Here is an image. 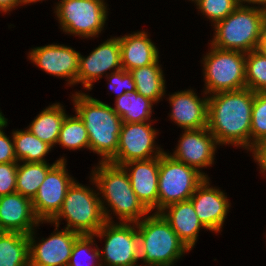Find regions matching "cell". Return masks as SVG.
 Returning a JSON list of instances; mask_svg holds the SVG:
<instances>
[{
	"label": "cell",
	"mask_w": 266,
	"mask_h": 266,
	"mask_svg": "<svg viewBox=\"0 0 266 266\" xmlns=\"http://www.w3.org/2000/svg\"><path fill=\"white\" fill-rule=\"evenodd\" d=\"M254 92L249 88L208 96V130L218 145H234L251 152V113Z\"/></svg>",
	"instance_id": "6da1fadb"
},
{
	"label": "cell",
	"mask_w": 266,
	"mask_h": 266,
	"mask_svg": "<svg viewBox=\"0 0 266 266\" xmlns=\"http://www.w3.org/2000/svg\"><path fill=\"white\" fill-rule=\"evenodd\" d=\"M90 177V184L96 186L98 195H101L107 222H114L112 212L123 223H137L150 213L138 200L122 166L99 161L98 166L92 168Z\"/></svg>",
	"instance_id": "7a4b0ae2"
},
{
	"label": "cell",
	"mask_w": 266,
	"mask_h": 266,
	"mask_svg": "<svg viewBox=\"0 0 266 266\" xmlns=\"http://www.w3.org/2000/svg\"><path fill=\"white\" fill-rule=\"evenodd\" d=\"M74 111L82 119L89 138V150L101 156L100 162H109L119 145L121 117L112 106L93 98L87 93L72 94Z\"/></svg>",
	"instance_id": "3957f363"
},
{
	"label": "cell",
	"mask_w": 266,
	"mask_h": 266,
	"mask_svg": "<svg viewBox=\"0 0 266 266\" xmlns=\"http://www.w3.org/2000/svg\"><path fill=\"white\" fill-rule=\"evenodd\" d=\"M149 214L136 223L139 258L144 266H174L190 250L160 212Z\"/></svg>",
	"instance_id": "277c9868"
},
{
	"label": "cell",
	"mask_w": 266,
	"mask_h": 266,
	"mask_svg": "<svg viewBox=\"0 0 266 266\" xmlns=\"http://www.w3.org/2000/svg\"><path fill=\"white\" fill-rule=\"evenodd\" d=\"M265 17L266 5L240 4L225 19L213 25L215 32L209 44L218 49L243 53L256 50Z\"/></svg>",
	"instance_id": "5b68a950"
},
{
	"label": "cell",
	"mask_w": 266,
	"mask_h": 266,
	"mask_svg": "<svg viewBox=\"0 0 266 266\" xmlns=\"http://www.w3.org/2000/svg\"><path fill=\"white\" fill-rule=\"evenodd\" d=\"M62 219L67 221L64 228L80 235H94L107 222L98 192L77 180L68 188L60 211L47 223L60 226Z\"/></svg>",
	"instance_id": "8992f818"
},
{
	"label": "cell",
	"mask_w": 266,
	"mask_h": 266,
	"mask_svg": "<svg viewBox=\"0 0 266 266\" xmlns=\"http://www.w3.org/2000/svg\"><path fill=\"white\" fill-rule=\"evenodd\" d=\"M202 59L204 92L208 96L246 88V53L222 50L210 44V50Z\"/></svg>",
	"instance_id": "52a82bcc"
},
{
	"label": "cell",
	"mask_w": 266,
	"mask_h": 266,
	"mask_svg": "<svg viewBox=\"0 0 266 266\" xmlns=\"http://www.w3.org/2000/svg\"><path fill=\"white\" fill-rule=\"evenodd\" d=\"M107 6L105 0H60L54 13L63 33L88 39L104 30Z\"/></svg>",
	"instance_id": "ba28073f"
},
{
	"label": "cell",
	"mask_w": 266,
	"mask_h": 266,
	"mask_svg": "<svg viewBox=\"0 0 266 266\" xmlns=\"http://www.w3.org/2000/svg\"><path fill=\"white\" fill-rule=\"evenodd\" d=\"M205 179L196 168L177 161L164 152L160 156L158 212L170 204L189 200Z\"/></svg>",
	"instance_id": "9c48e42d"
},
{
	"label": "cell",
	"mask_w": 266,
	"mask_h": 266,
	"mask_svg": "<svg viewBox=\"0 0 266 266\" xmlns=\"http://www.w3.org/2000/svg\"><path fill=\"white\" fill-rule=\"evenodd\" d=\"M94 237L105 238L100 249L102 266H133L140 261L136 223L106 222Z\"/></svg>",
	"instance_id": "30bf717a"
},
{
	"label": "cell",
	"mask_w": 266,
	"mask_h": 266,
	"mask_svg": "<svg viewBox=\"0 0 266 266\" xmlns=\"http://www.w3.org/2000/svg\"><path fill=\"white\" fill-rule=\"evenodd\" d=\"M152 122L122 123L116 155L109 161L123 165L134 160L160 157L165 151L156 145L158 131Z\"/></svg>",
	"instance_id": "8fae6325"
},
{
	"label": "cell",
	"mask_w": 266,
	"mask_h": 266,
	"mask_svg": "<svg viewBox=\"0 0 266 266\" xmlns=\"http://www.w3.org/2000/svg\"><path fill=\"white\" fill-rule=\"evenodd\" d=\"M66 161H59L46 174L43 183L32 200L36 217L51 221L60 211L68 188L75 181L66 168Z\"/></svg>",
	"instance_id": "7c38bea8"
},
{
	"label": "cell",
	"mask_w": 266,
	"mask_h": 266,
	"mask_svg": "<svg viewBox=\"0 0 266 266\" xmlns=\"http://www.w3.org/2000/svg\"><path fill=\"white\" fill-rule=\"evenodd\" d=\"M58 229L59 226L55 225V231L39 242L35 240L36 228L28 235L30 266L68 265L72 248L80 234L67 228Z\"/></svg>",
	"instance_id": "4fadbf2b"
},
{
	"label": "cell",
	"mask_w": 266,
	"mask_h": 266,
	"mask_svg": "<svg viewBox=\"0 0 266 266\" xmlns=\"http://www.w3.org/2000/svg\"><path fill=\"white\" fill-rule=\"evenodd\" d=\"M80 52L64 44H48L32 48L28 59L35 66L55 77L67 78V85L77 84Z\"/></svg>",
	"instance_id": "5bb4252c"
},
{
	"label": "cell",
	"mask_w": 266,
	"mask_h": 266,
	"mask_svg": "<svg viewBox=\"0 0 266 266\" xmlns=\"http://www.w3.org/2000/svg\"><path fill=\"white\" fill-rule=\"evenodd\" d=\"M184 132V133H183ZM218 143L214 135L207 127L196 130H184L171 157L196 168L206 178L208 175L202 171L203 168L214 164L215 152Z\"/></svg>",
	"instance_id": "9a60e30c"
},
{
	"label": "cell",
	"mask_w": 266,
	"mask_h": 266,
	"mask_svg": "<svg viewBox=\"0 0 266 266\" xmlns=\"http://www.w3.org/2000/svg\"><path fill=\"white\" fill-rule=\"evenodd\" d=\"M122 69L121 49L119 38L111 37L94 48L86 57L80 54L77 84H83L86 90L91 91L93 83L102 78L107 71L115 72Z\"/></svg>",
	"instance_id": "2e32d148"
},
{
	"label": "cell",
	"mask_w": 266,
	"mask_h": 266,
	"mask_svg": "<svg viewBox=\"0 0 266 266\" xmlns=\"http://www.w3.org/2000/svg\"><path fill=\"white\" fill-rule=\"evenodd\" d=\"M209 181L210 177L206 178L196 188L190 200L197 217L206 230L221 233L231 203L224 191L211 186Z\"/></svg>",
	"instance_id": "e0dca14e"
},
{
	"label": "cell",
	"mask_w": 266,
	"mask_h": 266,
	"mask_svg": "<svg viewBox=\"0 0 266 266\" xmlns=\"http://www.w3.org/2000/svg\"><path fill=\"white\" fill-rule=\"evenodd\" d=\"M203 98L192 89L181 90L167 97L171 105L169 114L172 122L183 130H196L207 127L208 96L203 91Z\"/></svg>",
	"instance_id": "ac0fdd59"
},
{
	"label": "cell",
	"mask_w": 266,
	"mask_h": 266,
	"mask_svg": "<svg viewBox=\"0 0 266 266\" xmlns=\"http://www.w3.org/2000/svg\"><path fill=\"white\" fill-rule=\"evenodd\" d=\"M126 171L138 200L150 212H158L160 157L134 160L121 165Z\"/></svg>",
	"instance_id": "d6986e66"
},
{
	"label": "cell",
	"mask_w": 266,
	"mask_h": 266,
	"mask_svg": "<svg viewBox=\"0 0 266 266\" xmlns=\"http://www.w3.org/2000/svg\"><path fill=\"white\" fill-rule=\"evenodd\" d=\"M43 223L47 221L36 217L31 199L17 192L0 196V231L29 235Z\"/></svg>",
	"instance_id": "ffe728a7"
},
{
	"label": "cell",
	"mask_w": 266,
	"mask_h": 266,
	"mask_svg": "<svg viewBox=\"0 0 266 266\" xmlns=\"http://www.w3.org/2000/svg\"><path fill=\"white\" fill-rule=\"evenodd\" d=\"M179 239L191 251L198 240L199 231L206 229L194 210L191 200L176 202L160 211Z\"/></svg>",
	"instance_id": "44dd1931"
},
{
	"label": "cell",
	"mask_w": 266,
	"mask_h": 266,
	"mask_svg": "<svg viewBox=\"0 0 266 266\" xmlns=\"http://www.w3.org/2000/svg\"><path fill=\"white\" fill-rule=\"evenodd\" d=\"M146 31H137L119 36L122 69L130 71L155 63L159 59V50Z\"/></svg>",
	"instance_id": "7402d4cb"
},
{
	"label": "cell",
	"mask_w": 266,
	"mask_h": 266,
	"mask_svg": "<svg viewBox=\"0 0 266 266\" xmlns=\"http://www.w3.org/2000/svg\"><path fill=\"white\" fill-rule=\"evenodd\" d=\"M65 112L64 106L55 102L42 110L27 129L41 141L54 147L57 145L61 126L67 115Z\"/></svg>",
	"instance_id": "603a6c76"
},
{
	"label": "cell",
	"mask_w": 266,
	"mask_h": 266,
	"mask_svg": "<svg viewBox=\"0 0 266 266\" xmlns=\"http://www.w3.org/2000/svg\"><path fill=\"white\" fill-rule=\"evenodd\" d=\"M135 82L136 92L154 103L166 94V80L159 59L150 65L130 70Z\"/></svg>",
	"instance_id": "cb8c5ba5"
},
{
	"label": "cell",
	"mask_w": 266,
	"mask_h": 266,
	"mask_svg": "<svg viewBox=\"0 0 266 266\" xmlns=\"http://www.w3.org/2000/svg\"><path fill=\"white\" fill-rule=\"evenodd\" d=\"M59 161H66V158L60 157L52 164L47 162H18L16 192L33 200L46 174Z\"/></svg>",
	"instance_id": "d4e9b609"
},
{
	"label": "cell",
	"mask_w": 266,
	"mask_h": 266,
	"mask_svg": "<svg viewBox=\"0 0 266 266\" xmlns=\"http://www.w3.org/2000/svg\"><path fill=\"white\" fill-rule=\"evenodd\" d=\"M155 104L149 98L138 94L136 91L124 93L115 98V107L112 109L121 117L122 122H149L152 116V107Z\"/></svg>",
	"instance_id": "484cf974"
},
{
	"label": "cell",
	"mask_w": 266,
	"mask_h": 266,
	"mask_svg": "<svg viewBox=\"0 0 266 266\" xmlns=\"http://www.w3.org/2000/svg\"><path fill=\"white\" fill-rule=\"evenodd\" d=\"M0 266H30L27 234L0 231Z\"/></svg>",
	"instance_id": "4316f807"
},
{
	"label": "cell",
	"mask_w": 266,
	"mask_h": 266,
	"mask_svg": "<svg viewBox=\"0 0 266 266\" xmlns=\"http://www.w3.org/2000/svg\"><path fill=\"white\" fill-rule=\"evenodd\" d=\"M25 129L11 132L17 162H47L45 156L53 147Z\"/></svg>",
	"instance_id": "83f0119b"
},
{
	"label": "cell",
	"mask_w": 266,
	"mask_h": 266,
	"mask_svg": "<svg viewBox=\"0 0 266 266\" xmlns=\"http://www.w3.org/2000/svg\"><path fill=\"white\" fill-rule=\"evenodd\" d=\"M57 144L73 151L82 148L89 149L87 129L76 112L72 116L66 115L59 132Z\"/></svg>",
	"instance_id": "f1b7e54d"
},
{
	"label": "cell",
	"mask_w": 266,
	"mask_h": 266,
	"mask_svg": "<svg viewBox=\"0 0 266 266\" xmlns=\"http://www.w3.org/2000/svg\"><path fill=\"white\" fill-rule=\"evenodd\" d=\"M245 80L254 93L266 92V56L258 50L246 53Z\"/></svg>",
	"instance_id": "f546056e"
},
{
	"label": "cell",
	"mask_w": 266,
	"mask_h": 266,
	"mask_svg": "<svg viewBox=\"0 0 266 266\" xmlns=\"http://www.w3.org/2000/svg\"><path fill=\"white\" fill-rule=\"evenodd\" d=\"M94 239V235H80L74 243L67 266H102L100 248ZM84 256L88 258L87 265L81 262Z\"/></svg>",
	"instance_id": "4dcf8cb0"
},
{
	"label": "cell",
	"mask_w": 266,
	"mask_h": 266,
	"mask_svg": "<svg viewBox=\"0 0 266 266\" xmlns=\"http://www.w3.org/2000/svg\"><path fill=\"white\" fill-rule=\"evenodd\" d=\"M266 138V92L254 93L251 113V152Z\"/></svg>",
	"instance_id": "1f68e13d"
},
{
	"label": "cell",
	"mask_w": 266,
	"mask_h": 266,
	"mask_svg": "<svg viewBox=\"0 0 266 266\" xmlns=\"http://www.w3.org/2000/svg\"><path fill=\"white\" fill-rule=\"evenodd\" d=\"M240 4L236 0H199L196 4L202 13L212 22V25L230 15Z\"/></svg>",
	"instance_id": "d6a6232c"
},
{
	"label": "cell",
	"mask_w": 266,
	"mask_h": 266,
	"mask_svg": "<svg viewBox=\"0 0 266 266\" xmlns=\"http://www.w3.org/2000/svg\"><path fill=\"white\" fill-rule=\"evenodd\" d=\"M106 80L109 81V90L113 92H118L115 96L120 97L122 94L131 93L136 91L135 82L130 71L125 69H120L115 72H110L106 75Z\"/></svg>",
	"instance_id": "836d02e7"
},
{
	"label": "cell",
	"mask_w": 266,
	"mask_h": 266,
	"mask_svg": "<svg viewBox=\"0 0 266 266\" xmlns=\"http://www.w3.org/2000/svg\"><path fill=\"white\" fill-rule=\"evenodd\" d=\"M18 162L0 163V196L16 192Z\"/></svg>",
	"instance_id": "e575fe53"
},
{
	"label": "cell",
	"mask_w": 266,
	"mask_h": 266,
	"mask_svg": "<svg viewBox=\"0 0 266 266\" xmlns=\"http://www.w3.org/2000/svg\"><path fill=\"white\" fill-rule=\"evenodd\" d=\"M7 125L8 120L0 126V163L17 162L14 152L13 135L11 134L12 137L9 139L3 130Z\"/></svg>",
	"instance_id": "d590c367"
},
{
	"label": "cell",
	"mask_w": 266,
	"mask_h": 266,
	"mask_svg": "<svg viewBox=\"0 0 266 266\" xmlns=\"http://www.w3.org/2000/svg\"><path fill=\"white\" fill-rule=\"evenodd\" d=\"M251 153L262 173L266 169V138L257 144Z\"/></svg>",
	"instance_id": "8d00e7d4"
},
{
	"label": "cell",
	"mask_w": 266,
	"mask_h": 266,
	"mask_svg": "<svg viewBox=\"0 0 266 266\" xmlns=\"http://www.w3.org/2000/svg\"><path fill=\"white\" fill-rule=\"evenodd\" d=\"M22 5H26L25 0H0V11L6 14Z\"/></svg>",
	"instance_id": "74e56055"
},
{
	"label": "cell",
	"mask_w": 266,
	"mask_h": 266,
	"mask_svg": "<svg viewBox=\"0 0 266 266\" xmlns=\"http://www.w3.org/2000/svg\"><path fill=\"white\" fill-rule=\"evenodd\" d=\"M256 50L266 56V17L262 24L260 38Z\"/></svg>",
	"instance_id": "f35d334b"
},
{
	"label": "cell",
	"mask_w": 266,
	"mask_h": 266,
	"mask_svg": "<svg viewBox=\"0 0 266 266\" xmlns=\"http://www.w3.org/2000/svg\"><path fill=\"white\" fill-rule=\"evenodd\" d=\"M239 4H249V5H253V4H261V0H236Z\"/></svg>",
	"instance_id": "ab89813d"
},
{
	"label": "cell",
	"mask_w": 266,
	"mask_h": 266,
	"mask_svg": "<svg viewBox=\"0 0 266 266\" xmlns=\"http://www.w3.org/2000/svg\"><path fill=\"white\" fill-rule=\"evenodd\" d=\"M7 119L8 118H5L4 114L0 110V125H3L4 123H6Z\"/></svg>",
	"instance_id": "60d3db41"
},
{
	"label": "cell",
	"mask_w": 266,
	"mask_h": 266,
	"mask_svg": "<svg viewBox=\"0 0 266 266\" xmlns=\"http://www.w3.org/2000/svg\"><path fill=\"white\" fill-rule=\"evenodd\" d=\"M39 1H44V0H25V3H26V5L27 4H31V3H37V2H39Z\"/></svg>",
	"instance_id": "b9f144b4"
},
{
	"label": "cell",
	"mask_w": 266,
	"mask_h": 266,
	"mask_svg": "<svg viewBox=\"0 0 266 266\" xmlns=\"http://www.w3.org/2000/svg\"><path fill=\"white\" fill-rule=\"evenodd\" d=\"M189 1L194 2V5L199 2V0H189Z\"/></svg>",
	"instance_id": "7bdbcfd3"
},
{
	"label": "cell",
	"mask_w": 266,
	"mask_h": 266,
	"mask_svg": "<svg viewBox=\"0 0 266 266\" xmlns=\"http://www.w3.org/2000/svg\"><path fill=\"white\" fill-rule=\"evenodd\" d=\"M261 5H266V0H261Z\"/></svg>",
	"instance_id": "ee69618b"
}]
</instances>
